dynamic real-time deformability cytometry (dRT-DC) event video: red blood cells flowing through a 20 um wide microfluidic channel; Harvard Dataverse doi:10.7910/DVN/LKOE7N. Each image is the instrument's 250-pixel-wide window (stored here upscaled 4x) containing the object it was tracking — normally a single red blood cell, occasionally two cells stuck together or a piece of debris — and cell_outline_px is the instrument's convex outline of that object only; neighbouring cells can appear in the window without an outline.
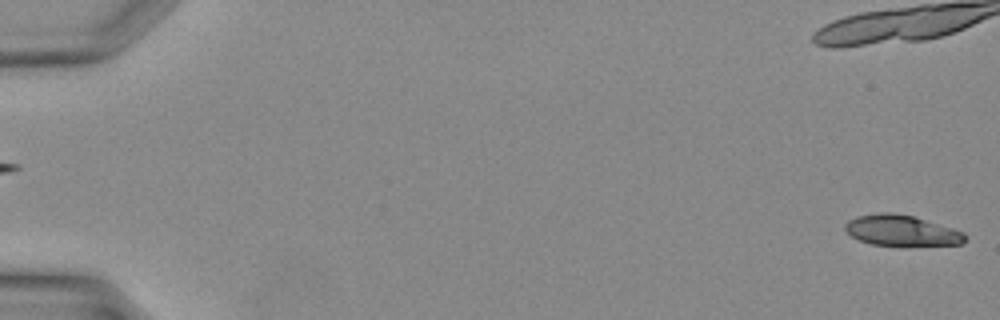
{"species": "Egyptian fruit bat (a non-hibernating species)", "species_latin": "Rousettus aegyptiacus", "temperature_condition": "warm", "stored_images_in_passage": 16, "camera_frame_rate_fps": 3000, "um_per_image_px": 0.085, "animal": {"sex": "female"}, "frame": {"image": 1, "passage_image": 1, "time_ms": 0.0, "image_size_px": [1000, 320], "cell_outline_px": [[968, 240], [960, 244], [872, 244], [860, 240], [852, 236], [844, 228], [844, 224], [848, 220], [856, 216], [880, 212], [888, 212], [912, 216], [952, 228], [964, 232], [968, 236]], "centroid_in_image_um": [76.62, 19.57], "position_along_channel_um": 8.4, "area_um2": 20.92}}